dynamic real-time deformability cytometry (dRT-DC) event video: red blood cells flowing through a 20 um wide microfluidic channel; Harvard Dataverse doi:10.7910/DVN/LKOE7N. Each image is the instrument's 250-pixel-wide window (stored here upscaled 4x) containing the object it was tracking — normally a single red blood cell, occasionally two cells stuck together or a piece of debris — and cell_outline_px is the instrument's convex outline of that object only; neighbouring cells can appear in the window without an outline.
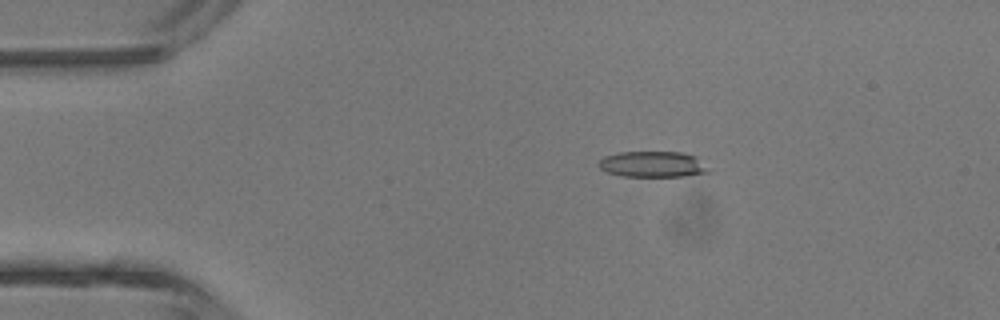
{"species": "common noctule bat (a hibernating species)", "species_latin": "Nyctalus noctula", "temperature_condition": "room temperature", "stored_images_in_passage": 5, "camera_frame_rate_fps": 3000, "um_per_image_px": 0.085, "animal": {"sex": "male", "body_mass_g": 13.3}, "frame": {"image": 1, "passage_image": 3, "time_ms": 2.667, "image_size_px": [1000, 320], "cell_outline_px": [[712, 172], [684, 176], [620, 176], [608, 172], [600, 168], [596, 164], [604, 156], [620, 152], [684, 152], [696, 156], [712, 168]], "centroid_in_image_um": [55.54, 13.96], "position_along_channel_um": 29.5, "area_um2": 16.88}}
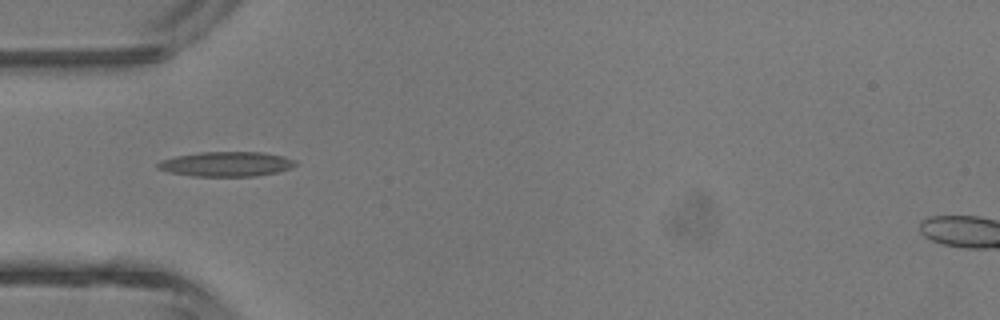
{"frame": {"image": 2, "passage_image": 5, "time_ms": 4.667, "image_size_px": [1000, 320], "cell_outline_px": [[300, 164], [292, 168], [276, 172], [256, 176], [192, 176], [168, 172], [156, 168], [156, 164], [160, 160], [176, 156], [200, 152], [260, 152], [284, 156], [296, 160]], "centroid_in_image_um": [19.25, 13.94], "position_along_channel_um": 65.7, "area_um2": 20.06}}